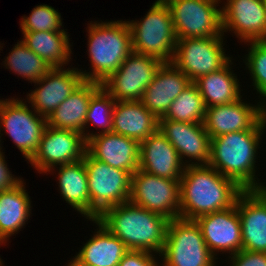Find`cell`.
<instances>
[{
    "label": "cell",
    "instance_id": "1",
    "mask_svg": "<svg viewBox=\"0 0 266 266\" xmlns=\"http://www.w3.org/2000/svg\"><path fill=\"white\" fill-rule=\"evenodd\" d=\"M265 129L266 115L251 130L212 138L208 165L232 179L243 190L266 189V185L259 183L260 179L255 175L257 150L261 148L259 143Z\"/></svg>",
    "mask_w": 266,
    "mask_h": 266
},
{
    "label": "cell",
    "instance_id": "2",
    "mask_svg": "<svg viewBox=\"0 0 266 266\" xmlns=\"http://www.w3.org/2000/svg\"><path fill=\"white\" fill-rule=\"evenodd\" d=\"M243 191L209 165L185 166L180 179V218H196L232 207Z\"/></svg>",
    "mask_w": 266,
    "mask_h": 266
},
{
    "label": "cell",
    "instance_id": "3",
    "mask_svg": "<svg viewBox=\"0 0 266 266\" xmlns=\"http://www.w3.org/2000/svg\"><path fill=\"white\" fill-rule=\"evenodd\" d=\"M129 250L161 254L169 219L131 201L107 208L97 219Z\"/></svg>",
    "mask_w": 266,
    "mask_h": 266
},
{
    "label": "cell",
    "instance_id": "4",
    "mask_svg": "<svg viewBox=\"0 0 266 266\" xmlns=\"http://www.w3.org/2000/svg\"><path fill=\"white\" fill-rule=\"evenodd\" d=\"M88 56L91 71L78 69L84 81L102 84L118 70L132 50L127 21L92 22L88 24Z\"/></svg>",
    "mask_w": 266,
    "mask_h": 266
},
{
    "label": "cell",
    "instance_id": "5",
    "mask_svg": "<svg viewBox=\"0 0 266 266\" xmlns=\"http://www.w3.org/2000/svg\"><path fill=\"white\" fill-rule=\"evenodd\" d=\"M131 32L132 50L171 63L177 37L171 12L164 1L157 0L140 21H127Z\"/></svg>",
    "mask_w": 266,
    "mask_h": 266
},
{
    "label": "cell",
    "instance_id": "6",
    "mask_svg": "<svg viewBox=\"0 0 266 266\" xmlns=\"http://www.w3.org/2000/svg\"><path fill=\"white\" fill-rule=\"evenodd\" d=\"M162 266H217L195 220L175 218L169 221L166 241L159 255Z\"/></svg>",
    "mask_w": 266,
    "mask_h": 266
},
{
    "label": "cell",
    "instance_id": "7",
    "mask_svg": "<svg viewBox=\"0 0 266 266\" xmlns=\"http://www.w3.org/2000/svg\"><path fill=\"white\" fill-rule=\"evenodd\" d=\"M90 194V220H96L109 207L129 201L131 174L84 155Z\"/></svg>",
    "mask_w": 266,
    "mask_h": 266
},
{
    "label": "cell",
    "instance_id": "8",
    "mask_svg": "<svg viewBox=\"0 0 266 266\" xmlns=\"http://www.w3.org/2000/svg\"><path fill=\"white\" fill-rule=\"evenodd\" d=\"M219 1L166 0L177 39L224 35Z\"/></svg>",
    "mask_w": 266,
    "mask_h": 266
},
{
    "label": "cell",
    "instance_id": "9",
    "mask_svg": "<svg viewBox=\"0 0 266 266\" xmlns=\"http://www.w3.org/2000/svg\"><path fill=\"white\" fill-rule=\"evenodd\" d=\"M28 107L26 100L23 102L14 97L0 99V134L3 128L4 134L7 132L23 157L29 161L38 149L47 121Z\"/></svg>",
    "mask_w": 266,
    "mask_h": 266
},
{
    "label": "cell",
    "instance_id": "10",
    "mask_svg": "<svg viewBox=\"0 0 266 266\" xmlns=\"http://www.w3.org/2000/svg\"><path fill=\"white\" fill-rule=\"evenodd\" d=\"M223 37L224 35L177 39L172 63L191 82L201 76L218 71L231 60V57H228L224 51Z\"/></svg>",
    "mask_w": 266,
    "mask_h": 266
},
{
    "label": "cell",
    "instance_id": "11",
    "mask_svg": "<svg viewBox=\"0 0 266 266\" xmlns=\"http://www.w3.org/2000/svg\"><path fill=\"white\" fill-rule=\"evenodd\" d=\"M129 201L172 220L180 217V180L138 169L131 175Z\"/></svg>",
    "mask_w": 266,
    "mask_h": 266
},
{
    "label": "cell",
    "instance_id": "12",
    "mask_svg": "<svg viewBox=\"0 0 266 266\" xmlns=\"http://www.w3.org/2000/svg\"><path fill=\"white\" fill-rule=\"evenodd\" d=\"M162 64L157 58L133 51L102 87L116 101L140 100Z\"/></svg>",
    "mask_w": 266,
    "mask_h": 266
},
{
    "label": "cell",
    "instance_id": "13",
    "mask_svg": "<svg viewBox=\"0 0 266 266\" xmlns=\"http://www.w3.org/2000/svg\"><path fill=\"white\" fill-rule=\"evenodd\" d=\"M86 149L87 142L83 134L47 125L42 133L36 153L28 162L40 174L53 173L57 165L82 160Z\"/></svg>",
    "mask_w": 266,
    "mask_h": 266
},
{
    "label": "cell",
    "instance_id": "14",
    "mask_svg": "<svg viewBox=\"0 0 266 266\" xmlns=\"http://www.w3.org/2000/svg\"><path fill=\"white\" fill-rule=\"evenodd\" d=\"M78 68H51L44 77L35 82L40 85L28 93L27 102L36 113L46 119L83 82Z\"/></svg>",
    "mask_w": 266,
    "mask_h": 266
},
{
    "label": "cell",
    "instance_id": "15",
    "mask_svg": "<svg viewBox=\"0 0 266 266\" xmlns=\"http://www.w3.org/2000/svg\"><path fill=\"white\" fill-rule=\"evenodd\" d=\"M158 130H160L171 145L177 150L180 160L185 166L208 165L210 159L211 138L203 123L159 119ZM185 156L188 158V161L183 159H186ZM189 159H191V162ZM192 160L194 162H192Z\"/></svg>",
    "mask_w": 266,
    "mask_h": 266
},
{
    "label": "cell",
    "instance_id": "16",
    "mask_svg": "<svg viewBox=\"0 0 266 266\" xmlns=\"http://www.w3.org/2000/svg\"><path fill=\"white\" fill-rule=\"evenodd\" d=\"M226 2L221 8L223 33L231 31L245 44L249 41H266L264 0H226Z\"/></svg>",
    "mask_w": 266,
    "mask_h": 266
},
{
    "label": "cell",
    "instance_id": "17",
    "mask_svg": "<svg viewBox=\"0 0 266 266\" xmlns=\"http://www.w3.org/2000/svg\"><path fill=\"white\" fill-rule=\"evenodd\" d=\"M210 252H227L229 256L242 250V230L235 204L225 210L202 215L195 219Z\"/></svg>",
    "mask_w": 266,
    "mask_h": 266
},
{
    "label": "cell",
    "instance_id": "18",
    "mask_svg": "<svg viewBox=\"0 0 266 266\" xmlns=\"http://www.w3.org/2000/svg\"><path fill=\"white\" fill-rule=\"evenodd\" d=\"M243 100L240 98L229 104L206 108L203 124L211 139L231 132L251 130L266 115L263 102L252 105Z\"/></svg>",
    "mask_w": 266,
    "mask_h": 266
},
{
    "label": "cell",
    "instance_id": "19",
    "mask_svg": "<svg viewBox=\"0 0 266 266\" xmlns=\"http://www.w3.org/2000/svg\"><path fill=\"white\" fill-rule=\"evenodd\" d=\"M242 250L266 252V189L243 190L236 199Z\"/></svg>",
    "mask_w": 266,
    "mask_h": 266
},
{
    "label": "cell",
    "instance_id": "20",
    "mask_svg": "<svg viewBox=\"0 0 266 266\" xmlns=\"http://www.w3.org/2000/svg\"><path fill=\"white\" fill-rule=\"evenodd\" d=\"M86 151L95 159L131 175L139 169L140 143L114 132L97 134L87 141Z\"/></svg>",
    "mask_w": 266,
    "mask_h": 266
},
{
    "label": "cell",
    "instance_id": "21",
    "mask_svg": "<svg viewBox=\"0 0 266 266\" xmlns=\"http://www.w3.org/2000/svg\"><path fill=\"white\" fill-rule=\"evenodd\" d=\"M190 84V79L172 62L163 63L146 87L140 102L159 119Z\"/></svg>",
    "mask_w": 266,
    "mask_h": 266
},
{
    "label": "cell",
    "instance_id": "22",
    "mask_svg": "<svg viewBox=\"0 0 266 266\" xmlns=\"http://www.w3.org/2000/svg\"><path fill=\"white\" fill-rule=\"evenodd\" d=\"M184 168L177 150L160 130L140 143V170L161 178L180 180Z\"/></svg>",
    "mask_w": 266,
    "mask_h": 266
},
{
    "label": "cell",
    "instance_id": "23",
    "mask_svg": "<svg viewBox=\"0 0 266 266\" xmlns=\"http://www.w3.org/2000/svg\"><path fill=\"white\" fill-rule=\"evenodd\" d=\"M90 221L96 223L97 231L67 266H118L129 249L97 219Z\"/></svg>",
    "mask_w": 266,
    "mask_h": 266
},
{
    "label": "cell",
    "instance_id": "24",
    "mask_svg": "<svg viewBox=\"0 0 266 266\" xmlns=\"http://www.w3.org/2000/svg\"><path fill=\"white\" fill-rule=\"evenodd\" d=\"M158 127L159 119L140 100L115 102L112 132L141 143L155 133Z\"/></svg>",
    "mask_w": 266,
    "mask_h": 266
},
{
    "label": "cell",
    "instance_id": "25",
    "mask_svg": "<svg viewBox=\"0 0 266 266\" xmlns=\"http://www.w3.org/2000/svg\"><path fill=\"white\" fill-rule=\"evenodd\" d=\"M102 84L83 81L46 119L47 125L57 129L72 130L83 134L91 96Z\"/></svg>",
    "mask_w": 266,
    "mask_h": 266
},
{
    "label": "cell",
    "instance_id": "26",
    "mask_svg": "<svg viewBox=\"0 0 266 266\" xmlns=\"http://www.w3.org/2000/svg\"><path fill=\"white\" fill-rule=\"evenodd\" d=\"M232 60L218 71L199 77L193 83L197 86L205 107L229 104L242 98L239 80L231 69Z\"/></svg>",
    "mask_w": 266,
    "mask_h": 266
},
{
    "label": "cell",
    "instance_id": "27",
    "mask_svg": "<svg viewBox=\"0 0 266 266\" xmlns=\"http://www.w3.org/2000/svg\"><path fill=\"white\" fill-rule=\"evenodd\" d=\"M25 182L0 193V241L5 244L9 237L25 226L31 214V199L25 190Z\"/></svg>",
    "mask_w": 266,
    "mask_h": 266
},
{
    "label": "cell",
    "instance_id": "28",
    "mask_svg": "<svg viewBox=\"0 0 266 266\" xmlns=\"http://www.w3.org/2000/svg\"><path fill=\"white\" fill-rule=\"evenodd\" d=\"M58 186L63 199L77 212L90 220V194L84 160L60 165Z\"/></svg>",
    "mask_w": 266,
    "mask_h": 266
},
{
    "label": "cell",
    "instance_id": "29",
    "mask_svg": "<svg viewBox=\"0 0 266 266\" xmlns=\"http://www.w3.org/2000/svg\"><path fill=\"white\" fill-rule=\"evenodd\" d=\"M22 42L53 67H64L71 59V44L67 32H22Z\"/></svg>",
    "mask_w": 266,
    "mask_h": 266
},
{
    "label": "cell",
    "instance_id": "30",
    "mask_svg": "<svg viewBox=\"0 0 266 266\" xmlns=\"http://www.w3.org/2000/svg\"><path fill=\"white\" fill-rule=\"evenodd\" d=\"M11 50L3 61L4 66L31 83L40 80L52 68L22 41L17 42Z\"/></svg>",
    "mask_w": 266,
    "mask_h": 266
},
{
    "label": "cell",
    "instance_id": "31",
    "mask_svg": "<svg viewBox=\"0 0 266 266\" xmlns=\"http://www.w3.org/2000/svg\"><path fill=\"white\" fill-rule=\"evenodd\" d=\"M206 107L197 86L191 84L172 102L166 114L159 119L203 123Z\"/></svg>",
    "mask_w": 266,
    "mask_h": 266
},
{
    "label": "cell",
    "instance_id": "32",
    "mask_svg": "<svg viewBox=\"0 0 266 266\" xmlns=\"http://www.w3.org/2000/svg\"><path fill=\"white\" fill-rule=\"evenodd\" d=\"M115 102L116 100H114L102 86L91 96L84 128V138L86 142L97 134L112 132ZM91 124L95 126L96 129L103 128L102 131H99L100 133H90L86 131L85 129L89 128Z\"/></svg>",
    "mask_w": 266,
    "mask_h": 266
},
{
    "label": "cell",
    "instance_id": "33",
    "mask_svg": "<svg viewBox=\"0 0 266 266\" xmlns=\"http://www.w3.org/2000/svg\"><path fill=\"white\" fill-rule=\"evenodd\" d=\"M248 54L243 59L253 80L260 101L266 106V41H249ZM263 100V101H262Z\"/></svg>",
    "mask_w": 266,
    "mask_h": 266
},
{
    "label": "cell",
    "instance_id": "34",
    "mask_svg": "<svg viewBox=\"0 0 266 266\" xmlns=\"http://www.w3.org/2000/svg\"><path fill=\"white\" fill-rule=\"evenodd\" d=\"M61 14L54 7L41 4L33 8L29 16H23L20 22L22 32L55 31L66 32L61 29Z\"/></svg>",
    "mask_w": 266,
    "mask_h": 266
},
{
    "label": "cell",
    "instance_id": "35",
    "mask_svg": "<svg viewBox=\"0 0 266 266\" xmlns=\"http://www.w3.org/2000/svg\"><path fill=\"white\" fill-rule=\"evenodd\" d=\"M156 255L144 250H129L121 259L118 266H160Z\"/></svg>",
    "mask_w": 266,
    "mask_h": 266
},
{
    "label": "cell",
    "instance_id": "36",
    "mask_svg": "<svg viewBox=\"0 0 266 266\" xmlns=\"http://www.w3.org/2000/svg\"><path fill=\"white\" fill-rule=\"evenodd\" d=\"M228 258L230 266H266V252L241 250Z\"/></svg>",
    "mask_w": 266,
    "mask_h": 266
},
{
    "label": "cell",
    "instance_id": "37",
    "mask_svg": "<svg viewBox=\"0 0 266 266\" xmlns=\"http://www.w3.org/2000/svg\"><path fill=\"white\" fill-rule=\"evenodd\" d=\"M3 150L0 152V193L15 188L22 181V178L15 177L7 167Z\"/></svg>",
    "mask_w": 266,
    "mask_h": 266
},
{
    "label": "cell",
    "instance_id": "38",
    "mask_svg": "<svg viewBox=\"0 0 266 266\" xmlns=\"http://www.w3.org/2000/svg\"><path fill=\"white\" fill-rule=\"evenodd\" d=\"M3 134H1L0 135V143H1V136H2ZM1 145V144H0ZM1 149H2V146H0V152H1Z\"/></svg>",
    "mask_w": 266,
    "mask_h": 266
},
{
    "label": "cell",
    "instance_id": "39",
    "mask_svg": "<svg viewBox=\"0 0 266 266\" xmlns=\"http://www.w3.org/2000/svg\"><path fill=\"white\" fill-rule=\"evenodd\" d=\"M0 244H2L3 245V243L0 241ZM0 264H3V261H2V259L0 258Z\"/></svg>",
    "mask_w": 266,
    "mask_h": 266
}]
</instances>
